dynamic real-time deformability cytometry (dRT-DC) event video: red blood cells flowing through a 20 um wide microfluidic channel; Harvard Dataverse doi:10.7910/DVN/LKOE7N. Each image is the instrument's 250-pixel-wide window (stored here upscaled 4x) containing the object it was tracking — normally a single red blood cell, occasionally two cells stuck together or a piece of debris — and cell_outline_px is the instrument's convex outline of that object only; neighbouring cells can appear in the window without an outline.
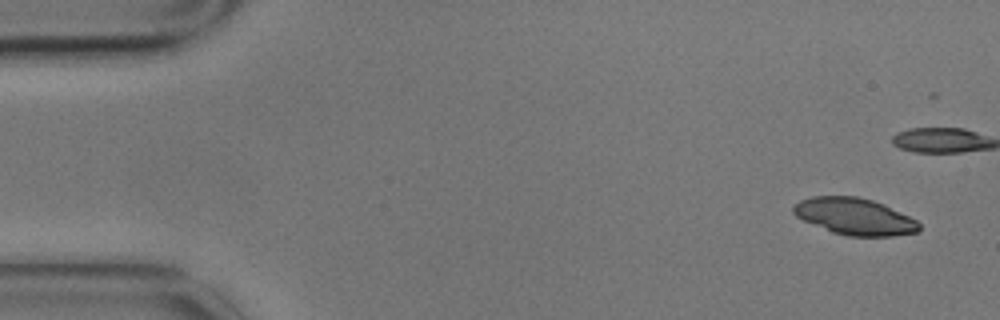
{"species": "common noctule bat (a hibernating species)", "species_latin": "Nyctalus noctula", "temperature_condition": "cold", "stored_images_in_passage": 7, "camera_frame_rate_fps": 3000, "um_per_image_px": 0.085, "animal": {"sex": "male", "body_mass_g": 17.9}, "frame": {"image": 1, "passage_image": 1, "time_ms": 0.0, "image_size_px": [1000, 320], "cell_outline_px": [[920, 232], [892, 236], [848, 236], [832, 232], [804, 220], [796, 216], [792, 212], [792, 208], [800, 200], [812, 196], [856, 196], [872, 200], [884, 204], [916, 220], [920, 224]], "centroid_in_image_um": [72.65, 18.4], "position_along_channel_um": 12.3, "area_um2": 26.82}}
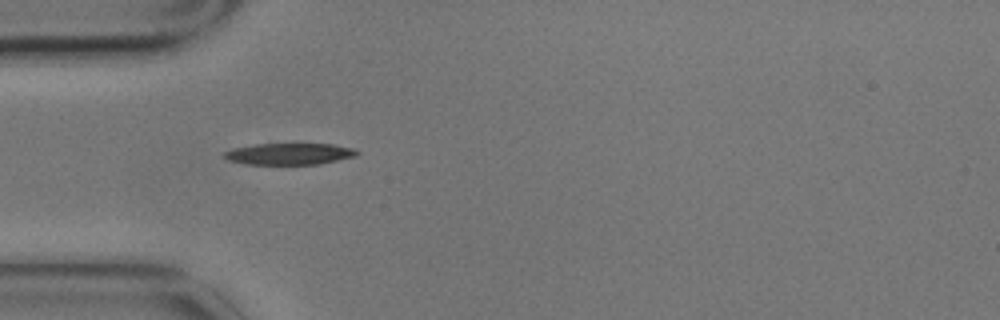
{"frame": {"image": 2, "passage_image": 6, "time_ms": 1.667, "image_size_px": [1000, 320], "cell_outline_px": [[360, 152], [356, 156], [320, 164], [244, 164], [228, 160], [224, 156], [224, 152], [232, 148], [256, 144], [332, 144], [352, 148]], "centroid_in_image_um": [24.59, 13.08], "position_along_channel_um": 60.4, "area_um2": 16.59}}